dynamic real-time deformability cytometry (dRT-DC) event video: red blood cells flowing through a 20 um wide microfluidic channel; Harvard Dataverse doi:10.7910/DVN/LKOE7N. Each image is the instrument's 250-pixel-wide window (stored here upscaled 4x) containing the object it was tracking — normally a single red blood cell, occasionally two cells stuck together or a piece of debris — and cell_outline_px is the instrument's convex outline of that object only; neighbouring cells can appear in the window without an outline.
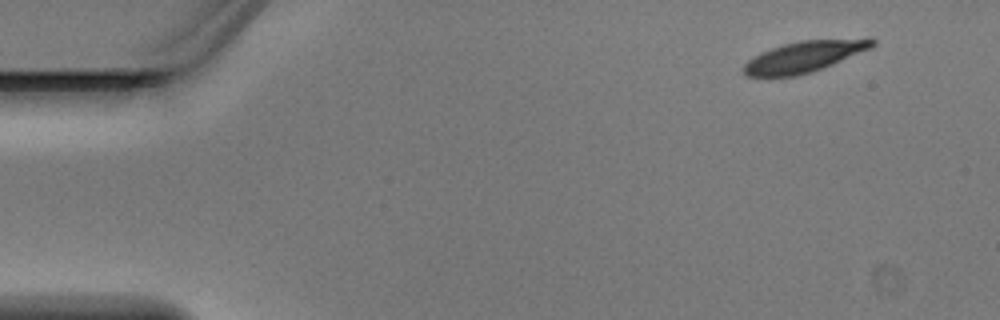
{"species": "Egyptian fruit bat (a non-hibernating species)", "species_latin": "Rousettus aegyptiacus", "temperature_condition": "warm", "stored_images_in_passage": 3, "camera_frame_rate_fps": 3000, "um_per_image_px": 0.085, "animal": {"sex": "male"}, "frame": {"image": 1, "passage_image": 1, "time_ms": 0.0, "image_size_px": [1000, 320], "cell_outline_px": [[876, 44], [872, 48], [812, 72], [796, 76], [748, 76], [744, 72], [744, 64], [748, 60], [760, 52], [784, 44], [800, 40], [868, 36], [872, 36], [876, 40]], "centroid_in_image_um": [68.49, 4.76], "position_along_channel_um": 16.5, "area_um2": 23.76}}
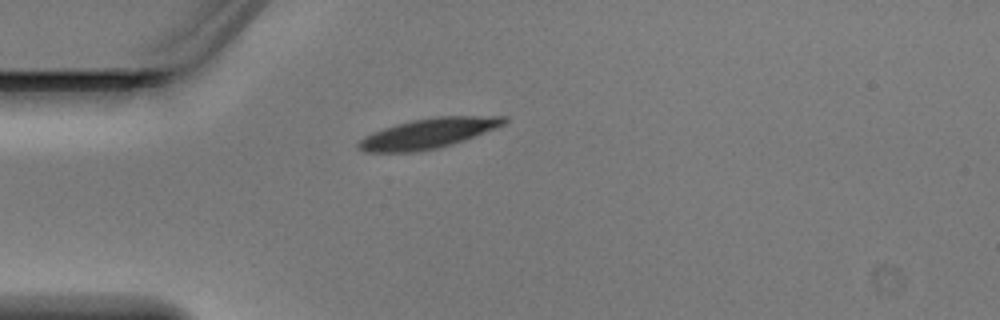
{"frame": {"image": 2, "passage_image": 3, "time_ms": 0.667, "image_size_px": [1000, 320], "cell_outline_px": [[508, 120], [504, 124], [496, 128], [464, 140], [452, 144], [436, 148], [412, 152], [364, 152], [356, 148], [356, 144], [364, 136], [372, 132], [396, 124], [412, 120], [436, 116], [508, 116]], "centroid_in_image_um": [36.38, 11.33], "position_along_channel_um": 48.6, "area_um2": 25.43}}